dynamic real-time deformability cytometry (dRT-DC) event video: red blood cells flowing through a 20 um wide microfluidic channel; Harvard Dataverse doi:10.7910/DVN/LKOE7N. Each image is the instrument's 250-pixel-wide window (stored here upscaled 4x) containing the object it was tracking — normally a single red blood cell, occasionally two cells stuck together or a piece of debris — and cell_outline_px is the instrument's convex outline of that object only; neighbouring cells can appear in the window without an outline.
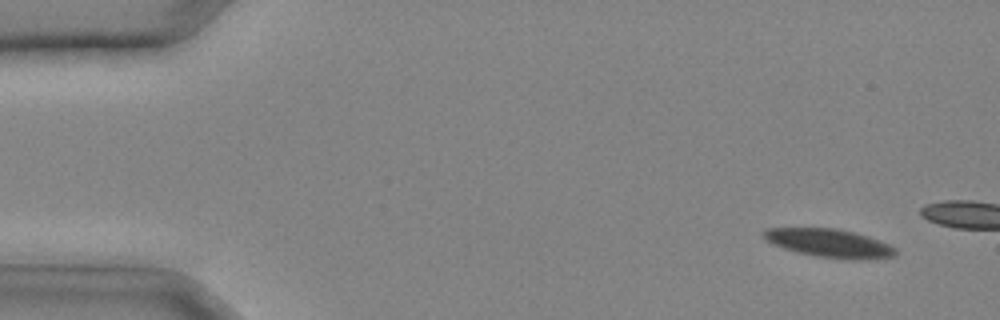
{"species": "common noctule bat (a hibernating species)", "species_latin": "Nyctalus noctula", "temperature_condition": "cold", "stored_images_in_passage": 8, "camera_frame_rate_fps": 3000, "um_per_image_px": 0.085, "animal": {"sex": "male", "body_mass_g": 20.4}, "frame": {"image": 1, "passage_image": 1, "time_ms": 0.0, "image_size_px": [1000, 320], "cell_outline_px": [[896, 252], [892, 256], [852, 260], [820, 256], [800, 252], [784, 248], [768, 240], [764, 236], [764, 228], [836, 228], [868, 236], [888, 244], [896, 248]], "centroid_in_image_um": [70.51, 20.65], "position_along_channel_um": 14.5, "area_um2": 21.1}}